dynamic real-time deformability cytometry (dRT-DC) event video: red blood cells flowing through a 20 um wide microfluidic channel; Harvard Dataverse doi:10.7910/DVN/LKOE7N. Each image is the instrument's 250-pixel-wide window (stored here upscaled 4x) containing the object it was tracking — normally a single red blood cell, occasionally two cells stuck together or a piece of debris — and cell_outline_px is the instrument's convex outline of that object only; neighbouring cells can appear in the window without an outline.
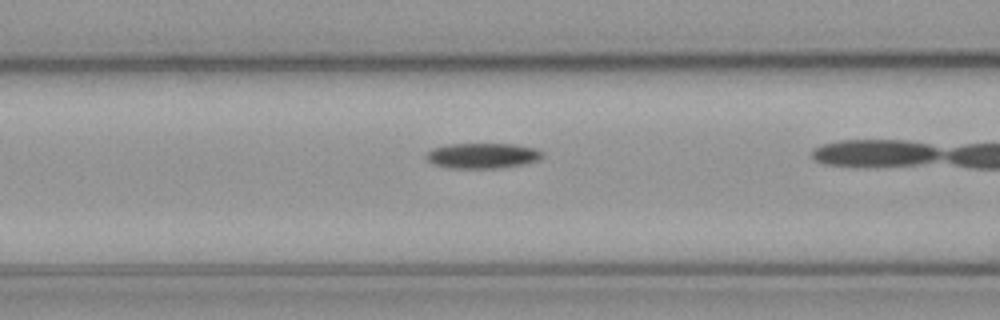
{"species": "common noctule bat (a hibernating species)", "species_latin": "Nyctalus noctula", "temperature_condition": "cold", "stored_images_in_passage": 16, "camera_frame_rate_fps": 3000, "um_per_image_px": 0.085, "animal": {"sex": "male", "body_mass_g": 23.1, "forearm_length_mm": 52.7}, "frame": {"image": 1, "passage_image": 5, "time_ms": 1.333, "image_size_px": [1000, 320], "cell_outline_px": [[544, 156], [536, 160], [524, 164], [500, 168], [448, 168], [432, 164], [424, 156], [432, 148], [448, 144], [512, 144], [536, 148], [544, 152]], "centroid_in_image_um": [41.0, 13.23], "position_along_channel_um": 125.6, "area_um2": 17.28}}